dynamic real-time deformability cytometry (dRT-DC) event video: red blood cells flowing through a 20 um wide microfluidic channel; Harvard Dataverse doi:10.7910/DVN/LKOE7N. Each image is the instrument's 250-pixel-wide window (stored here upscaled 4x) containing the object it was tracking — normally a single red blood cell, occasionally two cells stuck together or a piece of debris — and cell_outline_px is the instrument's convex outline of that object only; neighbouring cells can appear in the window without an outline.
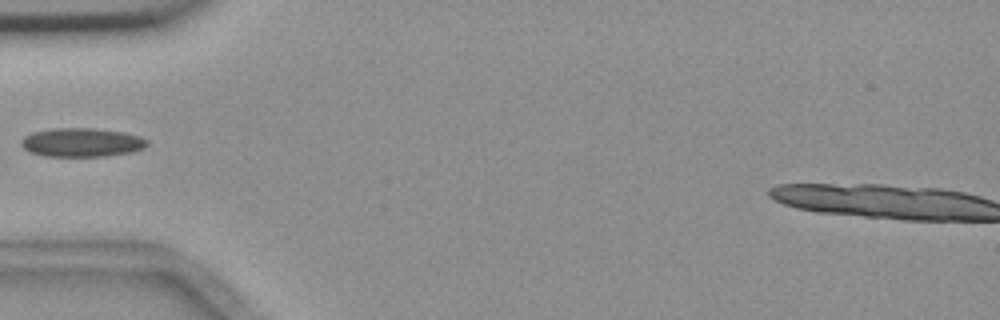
{"species": "common noctule bat (a hibernating species)", "species_latin": "Nyctalus noctula", "temperature_condition": "room temperature", "stored_images_in_passage": 5, "camera_frame_rate_fps": 3000, "um_per_image_px": 0.085, "animal": {"sex": "female", "body_mass_g": 18.4}, "frame": {"image": 1, "passage_image": 5, "time_ms": 4.667, "image_size_px": [1000, 320], "cell_outline_px": [[148, 144], [144, 148], [132, 152], [108, 156], [44, 156], [28, 152], [20, 144], [20, 140], [24, 136], [32, 132], [52, 128], [92, 128], [124, 132], [140, 136], [148, 140]], "centroid_in_image_um": [6.93, 12.1], "position_along_channel_um": 78.1, "area_um2": 21.39}}